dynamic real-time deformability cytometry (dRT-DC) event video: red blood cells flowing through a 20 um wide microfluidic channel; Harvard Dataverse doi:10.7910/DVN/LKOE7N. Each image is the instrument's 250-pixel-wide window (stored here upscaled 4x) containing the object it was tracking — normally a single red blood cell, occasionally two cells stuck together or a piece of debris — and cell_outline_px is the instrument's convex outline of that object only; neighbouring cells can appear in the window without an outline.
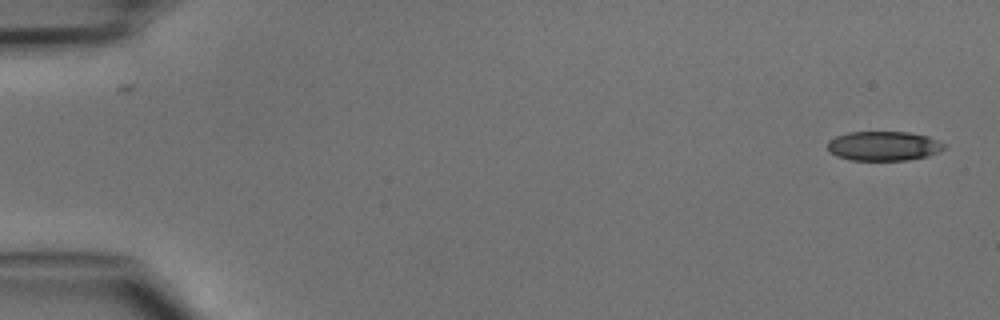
{"species": "common noctule bat (a hibernating species)", "species_latin": "Nyctalus noctula", "temperature_condition": "cold", "stored_images_in_passage": 47, "camera_frame_rate_fps": 3000, "um_per_image_px": 0.085, "animal": {"sex": "male", "body_mass_g": 15.6}, "frame": {"image": 1, "passage_image": 1, "time_ms": 0.0, "image_size_px": [1000, 320], "cell_outline_px": [[948, 144], [940, 152], [928, 156], [908, 160], [852, 160], [836, 156], [828, 152], [828, 140], [836, 136], [848, 132], [908, 132], [928, 136]], "centroid_in_image_um": [75.13, 12.41], "position_along_channel_um": 9.9, "area_um2": 20.23}}
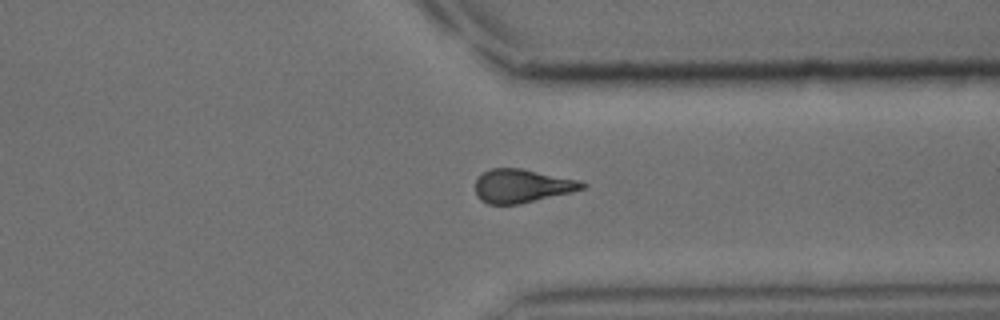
{"frame": {"image": 2, "passage_image": 36, "time_ms": 11.667, "image_size_px": [1000, 320], "cell_outline_px": [[588, 184], [584, 188], [572, 192], [520, 204], [488, 204], [480, 200], [476, 196], [476, 180], [488, 168], [520, 168], [576, 180]], "centroid_in_image_um": [44.33, 15.81], "position_along_channel_um": 367.1, "area_um2": 20.69}}
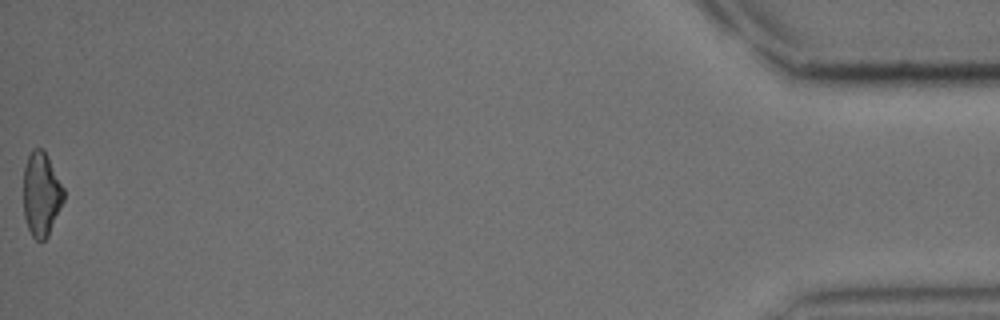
{"frame": {"image": 3, "passage_image": 47, "time_ms": 15.333, "image_size_px": [1000, 320], "cell_outline_px": [[64, 200], [48, 236], [44, 240], [36, 240], [32, 236], [28, 228], [24, 216], [24, 168], [28, 156], [32, 148], [44, 148], [64, 188]], "centroid_in_image_um": [3.52, 16.48], "position_along_channel_um": 431.7, "area_um2": 19.77}}